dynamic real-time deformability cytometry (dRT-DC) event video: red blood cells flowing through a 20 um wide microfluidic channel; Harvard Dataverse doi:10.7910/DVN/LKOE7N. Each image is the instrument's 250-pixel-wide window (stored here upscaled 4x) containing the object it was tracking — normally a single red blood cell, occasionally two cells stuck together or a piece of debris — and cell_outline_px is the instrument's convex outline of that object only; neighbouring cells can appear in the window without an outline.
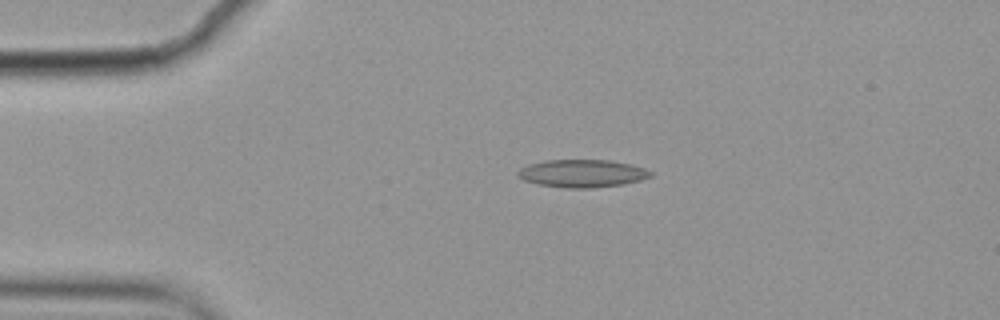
{"species": "common noctule bat (a hibernating species)", "species_latin": "Nyctalus noctula", "temperature_condition": "cold", "stored_images_in_passage": 5, "camera_frame_rate_fps": 3000, "um_per_image_px": 0.085, "animal": {"sex": "female", "body_mass_g": 19.9}, "frame": {"image": 1, "passage_image": 5, "time_ms": 1.333, "image_size_px": [1000, 320], "cell_outline_px": [[652, 176], [640, 180], [624, 184], [592, 188], [568, 188], [540, 184], [524, 180], [516, 176], [516, 172], [520, 168], [528, 164], [544, 160], [608, 160], [632, 164], [644, 168], [652, 172]], "centroid_in_image_um": [49.48, 14.73], "position_along_channel_um": 35.5, "area_um2": 21.5}}